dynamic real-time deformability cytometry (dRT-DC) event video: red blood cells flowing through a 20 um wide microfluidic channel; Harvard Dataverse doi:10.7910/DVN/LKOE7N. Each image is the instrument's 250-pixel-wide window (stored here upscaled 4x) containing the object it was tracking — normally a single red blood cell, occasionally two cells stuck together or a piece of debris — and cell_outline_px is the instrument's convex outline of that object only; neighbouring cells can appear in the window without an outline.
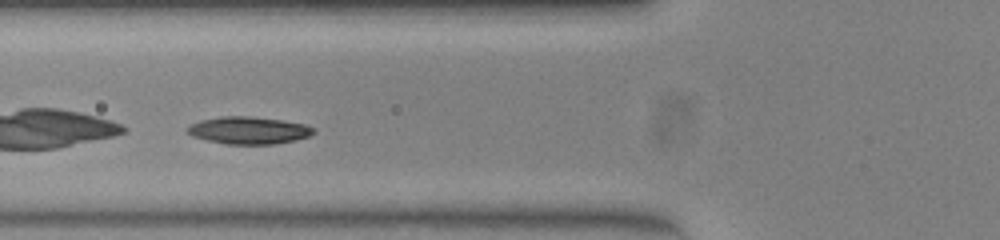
{"species": "common noctule bat (a hibernating species)", "species_latin": "Nyctalus noctula", "temperature_condition": "warm", "stored_images_in_passage": 27, "camera_frame_rate_fps": 3000, "um_per_image_px": 0.085, "animal": {"sex": "female", "body_mass_g": 23.0, "forearm_length_mm": 53.4}, "frame": {"image": 1, "passage_image": 5, "time_ms": 1.333, "image_size_px": [1000, 240], "cell_outline_px": [[316, 132], [308, 136], [296, 140], [276, 144], [228, 144], [208, 140], [192, 136], [188, 132], [188, 128], [192, 124], [200, 120], [220, 116], [248, 116], [280, 120], [304, 124], [312, 128]], "centroid_in_image_um": [21.14, 11.08], "position_along_channel_um": 104.7, "area_um2": 19.83}}
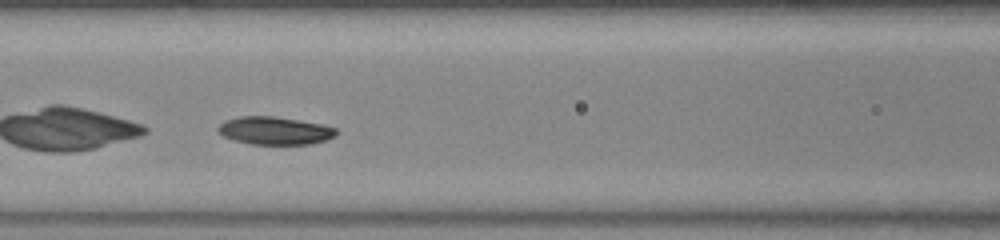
{"frame": {"image": 2, "passage_image": 8, "time_ms": 2.333, "image_size_px": [1000, 240], "cell_outline_px": [[336, 136], [324, 140], [308, 144], [252, 144], [236, 140], [224, 136], [216, 128], [224, 120], [240, 116], [272, 116], [320, 124], [336, 128]], "centroid_in_image_um": [23.33, 11.1], "position_along_channel_um": 143.3, "area_um2": 18.84}, "authors_computed_cell_mechanics": {"area_um2": 19.3052, "velocity_mm_per_s": 3.8439, "shape_relaxation_time_tau1_ms": 3.0138, "shape_relaxation_time_tau2_ms": null, "deformation_change_tau1": 0.1072, "deformation_change_tau2": null}}